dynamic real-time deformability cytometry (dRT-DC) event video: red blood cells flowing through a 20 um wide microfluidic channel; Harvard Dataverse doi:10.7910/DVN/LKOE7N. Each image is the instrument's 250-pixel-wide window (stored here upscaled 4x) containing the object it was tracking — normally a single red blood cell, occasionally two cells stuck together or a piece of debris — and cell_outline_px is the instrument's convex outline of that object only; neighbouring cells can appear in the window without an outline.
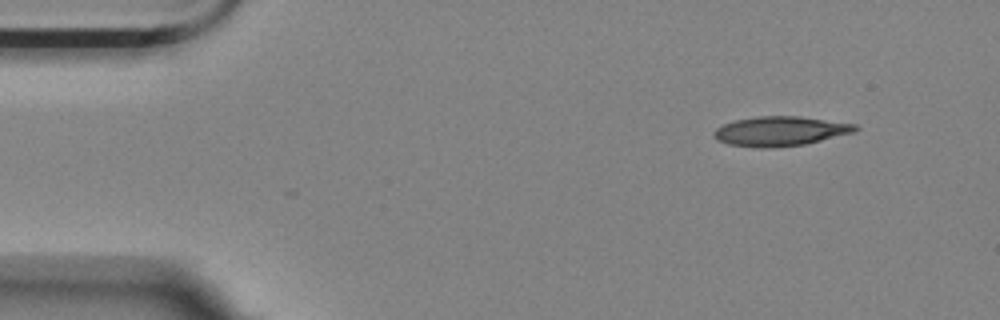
{"species": "Egyptian fruit bat (a non-hibernating species)", "species_latin": "Rousettus aegyptiacus", "temperature_condition": "room temperature", "stored_images_in_passage": 51, "camera_frame_rate_fps": 3000, "um_per_image_px": 0.085, "animal": {"sex": "female"}, "frame": {"image": 1, "passage_image": 1, "time_ms": 0.0, "image_size_px": [1000, 320], "cell_outline_px": [[860, 128], [852, 132], [804, 144], [772, 148], [760, 148], [728, 144], [716, 140], [712, 132], [716, 128], [724, 124], [736, 120], [756, 116], [800, 116], [856, 124]], "centroid_in_image_um": [66.27, 11.15], "position_along_channel_um": 18.7, "area_um2": 24.22}}
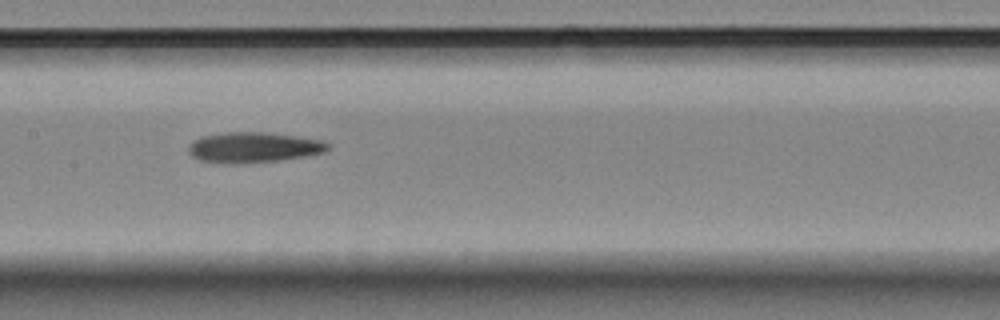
{"frame": {"image": 2, "passage_image": 22, "time_ms": 7.0, "image_size_px": [1000, 320], "cell_outline_px": [[332, 148], [324, 152], [304, 156], [276, 160], [232, 164], [228, 164], [200, 160], [192, 156], [188, 152], [188, 148], [200, 136], [228, 132], [264, 132], [296, 136], [324, 140], [332, 144]], "centroid_in_image_um": [21.6, 12.52], "position_along_channel_um": 185.8, "area_um2": 24.62}}
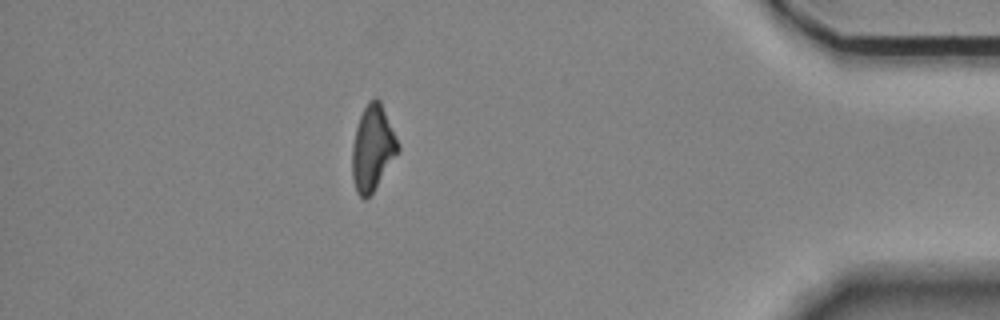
{"frame": {"image": 3, "passage_image": 44, "time_ms": 14.333, "image_size_px": [1000, 320], "cell_outline_px": [[400, 148], [372, 192], [364, 200], [356, 192], [352, 176], [352, 144], [356, 128], [360, 116], [368, 100], [376, 96], [380, 100], [400, 144]], "centroid_in_image_um": [31.66, 12.54], "position_along_channel_um": 403.5, "area_um2": 22.54}, "authors_computed_cell_mechanics": {"area_um2": 23.987, "velocity_mm_per_s": 3.5705, "shape_relaxation_time_tau1_ms": 7.2091, "shape_relaxation_time_tau2_ms": null, "deformation_change_tau1": 0.2045, "deformation_change_tau2": null}}